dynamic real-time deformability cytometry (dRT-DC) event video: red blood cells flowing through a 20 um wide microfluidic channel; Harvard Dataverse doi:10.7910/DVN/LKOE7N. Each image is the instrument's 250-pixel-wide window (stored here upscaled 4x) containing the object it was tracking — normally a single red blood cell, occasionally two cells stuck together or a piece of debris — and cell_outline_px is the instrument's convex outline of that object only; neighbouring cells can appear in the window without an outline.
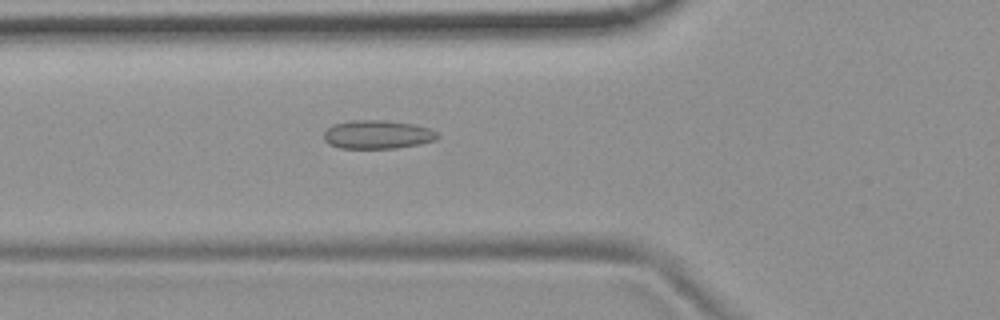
{"species": "common noctule bat (a hibernating species)", "species_latin": "Nyctalus noctula", "temperature_condition": "room temperature", "stored_images_in_passage": 55, "camera_frame_rate_fps": 3000, "um_per_image_px": 0.085, "animal": {"sex": "female", "body_mass_g": 19.9}, "frame": {"image": 1, "passage_image": 20, "time_ms": 6.333, "image_size_px": [1000, 320], "cell_outline_px": [[440, 136], [436, 140], [420, 144], [396, 148], [340, 148], [328, 144], [324, 140], [324, 132], [332, 124], [348, 120], [384, 120], [416, 124], [428, 128], [436, 132]], "centroid_in_image_um": [32.08, 11.43], "position_along_channel_um": 93.7, "area_um2": 19.13}}
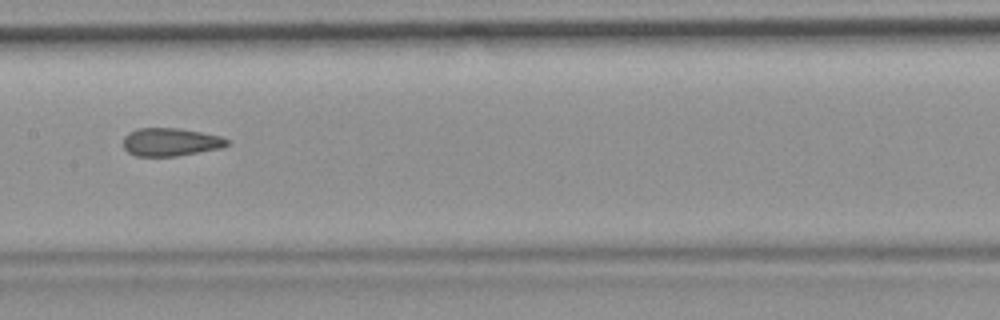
{"frame": {"image": 2, "passage_image": 28, "time_ms": 9.0, "image_size_px": [1000, 320], "cell_outline_px": [[228, 144], [220, 148], [176, 156], [136, 156], [128, 152], [124, 148], [124, 136], [128, 132], [140, 128], [180, 128], [220, 136], [228, 140]], "centroid_in_image_um": [14.46, 12.07], "position_along_channel_um": 192.9, "area_um2": 16.82}}
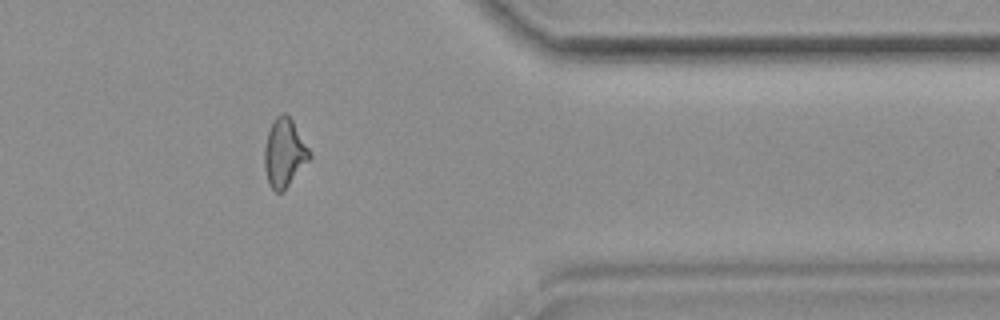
{"frame": {"image": 3, "passage_image": 45, "time_ms": 14.667, "image_size_px": [1000, 320], "cell_outline_px": [[312, 156], [284, 192], [276, 192], [268, 184], [264, 164], [264, 148], [268, 132], [276, 116], [284, 112], [292, 120], [312, 152]], "centroid_in_image_um": [24.18, 13.02], "position_along_channel_um": 387.2, "area_um2": 18.03}, "authors_computed_cell_mechanics": {"area_um2": 18.0914, "velocity_mm_per_s": 3.7087, "shape_relaxation_time_tau1_ms": null, "shape_relaxation_time_tau2_ms": 1.8041, "deformation_change_tau1": null, "deformation_change_tau2": 0.0831}}